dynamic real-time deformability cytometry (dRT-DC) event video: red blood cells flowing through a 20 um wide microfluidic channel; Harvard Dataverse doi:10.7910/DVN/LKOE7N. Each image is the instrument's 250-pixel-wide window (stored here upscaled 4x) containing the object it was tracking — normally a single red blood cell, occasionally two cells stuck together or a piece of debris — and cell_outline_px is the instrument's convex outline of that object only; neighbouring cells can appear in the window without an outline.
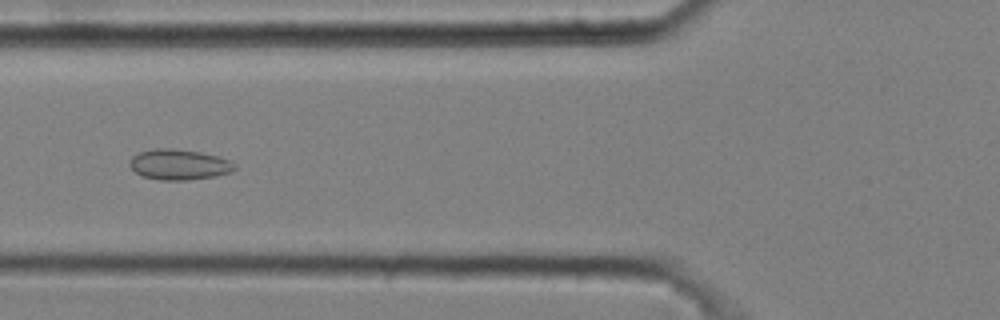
{"species": "common noctule bat (a hibernating species)", "species_latin": "Nyctalus noctula", "temperature_condition": "cold", "stored_images_in_passage": 51, "camera_frame_rate_fps": 3000, "um_per_image_px": 0.085, "animal": {"sex": "male", "body_mass_g": 20.4}, "frame": {"image": 1, "passage_image": 19, "time_ms": 6.0, "image_size_px": [1000, 320], "cell_outline_px": [[236, 168], [232, 172], [216, 176], [188, 180], [160, 180], [144, 176], [136, 172], [128, 164], [128, 160], [132, 156], [140, 152], [152, 148], [172, 148], [200, 152], [216, 156], [228, 160], [236, 164]], "centroid_in_image_um": [15.21, 13.98], "position_along_channel_um": 110.6, "area_um2": 18.73}}
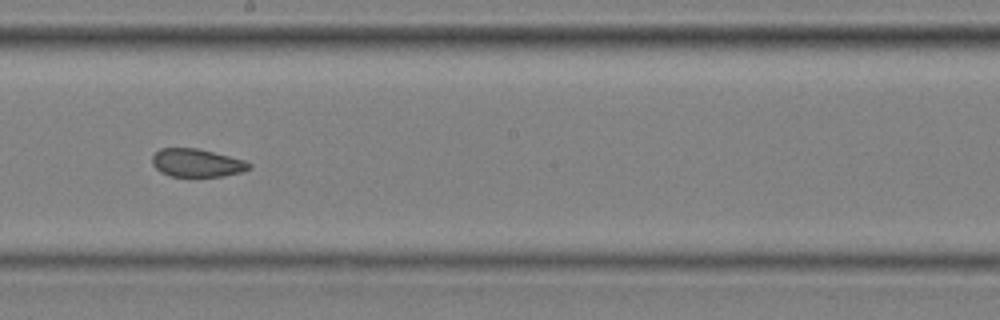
{"frame": {"image": 2, "passage_image": 29, "time_ms": 9.333, "image_size_px": [1000, 320], "cell_outline_px": [[252, 168], [244, 172], [224, 176], [168, 176], [160, 172], [152, 164], [152, 156], [160, 148], [196, 148], [244, 160], [252, 164]], "centroid_in_image_um": [16.74, 13.85], "position_along_channel_um": 231.5, "area_um2": 15.9}}
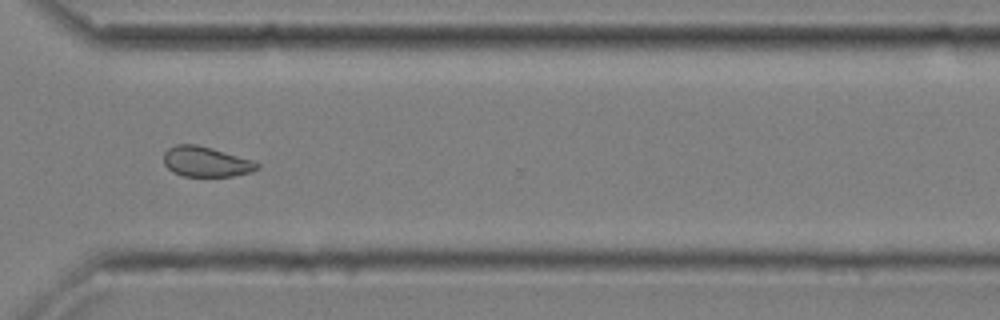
{"frame": {"image": 3, "passage_image": 39, "time_ms": 12.667, "image_size_px": [1000, 320], "cell_outline_px": [[260, 168], [252, 172], [232, 176], [184, 176], [172, 172], [164, 164], [164, 152], [168, 148], [176, 144], [196, 144], [212, 148], [252, 160], [260, 164]], "centroid_in_image_um": [17.51, 13.74], "position_along_channel_um": 353.1, "area_um2": 16.47}, "authors_computed_cell_mechanics": {"area_um2": 17.5712, "velocity_mm_per_s": 3.6291, "shape_relaxation_time_tau1_ms": null, "shape_relaxation_time_tau2_ms": 1.7296, "deformation_change_tau1": null, "deformation_change_tau2": 0.0729}}